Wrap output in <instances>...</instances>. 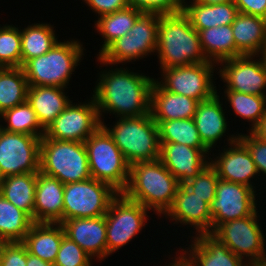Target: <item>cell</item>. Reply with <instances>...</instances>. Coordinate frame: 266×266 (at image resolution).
Segmentation results:
<instances>
[{"mask_svg": "<svg viewBox=\"0 0 266 266\" xmlns=\"http://www.w3.org/2000/svg\"><path fill=\"white\" fill-rule=\"evenodd\" d=\"M154 81L122 68L103 72L93 91L99 117L105 111L113 112L120 118L149 114Z\"/></svg>", "mask_w": 266, "mask_h": 266, "instance_id": "obj_1", "label": "cell"}, {"mask_svg": "<svg viewBox=\"0 0 266 266\" xmlns=\"http://www.w3.org/2000/svg\"><path fill=\"white\" fill-rule=\"evenodd\" d=\"M161 69L209 62L198 31L183 11L159 15L157 49Z\"/></svg>", "mask_w": 266, "mask_h": 266, "instance_id": "obj_2", "label": "cell"}, {"mask_svg": "<svg viewBox=\"0 0 266 266\" xmlns=\"http://www.w3.org/2000/svg\"><path fill=\"white\" fill-rule=\"evenodd\" d=\"M179 185L159 159L136 162L130 165L128 185L122 193L161 215L171 208Z\"/></svg>", "mask_w": 266, "mask_h": 266, "instance_id": "obj_3", "label": "cell"}, {"mask_svg": "<svg viewBox=\"0 0 266 266\" xmlns=\"http://www.w3.org/2000/svg\"><path fill=\"white\" fill-rule=\"evenodd\" d=\"M102 126L112 136L127 162L155 161L160 158V136L151 114L119 118L113 128Z\"/></svg>", "mask_w": 266, "mask_h": 266, "instance_id": "obj_4", "label": "cell"}, {"mask_svg": "<svg viewBox=\"0 0 266 266\" xmlns=\"http://www.w3.org/2000/svg\"><path fill=\"white\" fill-rule=\"evenodd\" d=\"M83 49L78 41L57 42L47 53L28 60L22 66L28 85L66 88Z\"/></svg>", "mask_w": 266, "mask_h": 266, "instance_id": "obj_5", "label": "cell"}, {"mask_svg": "<svg viewBox=\"0 0 266 266\" xmlns=\"http://www.w3.org/2000/svg\"><path fill=\"white\" fill-rule=\"evenodd\" d=\"M39 172L57 178L63 184L92 178L84 142L55 140L43 135Z\"/></svg>", "mask_w": 266, "mask_h": 266, "instance_id": "obj_6", "label": "cell"}, {"mask_svg": "<svg viewBox=\"0 0 266 266\" xmlns=\"http://www.w3.org/2000/svg\"><path fill=\"white\" fill-rule=\"evenodd\" d=\"M93 179L108 183L122 193L128 185L130 164L101 125L84 142Z\"/></svg>", "mask_w": 266, "mask_h": 266, "instance_id": "obj_7", "label": "cell"}, {"mask_svg": "<svg viewBox=\"0 0 266 266\" xmlns=\"http://www.w3.org/2000/svg\"><path fill=\"white\" fill-rule=\"evenodd\" d=\"M118 194L108 183L93 178L64 184L63 221L104 216Z\"/></svg>", "mask_w": 266, "mask_h": 266, "instance_id": "obj_8", "label": "cell"}, {"mask_svg": "<svg viewBox=\"0 0 266 266\" xmlns=\"http://www.w3.org/2000/svg\"><path fill=\"white\" fill-rule=\"evenodd\" d=\"M159 14L143 13L128 34L114 41L99 57L100 64H118L144 57L157 49Z\"/></svg>", "mask_w": 266, "mask_h": 266, "instance_id": "obj_9", "label": "cell"}, {"mask_svg": "<svg viewBox=\"0 0 266 266\" xmlns=\"http://www.w3.org/2000/svg\"><path fill=\"white\" fill-rule=\"evenodd\" d=\"M148 209L119 193L105 214L107 256L125 246L145 226Z\"/></svg>", "mask_w": 266, "mask_h": 266, "instance_id": "obj_10", "label": "cell"}, {"mask_svg": "<svg viewBox=\"0 0 266 266\" xmlns=\"http://www.w3.org/2000/svg\"><path fill=\"white\" fill-rule=\"evenodd\" d=\"M257 211L242 219L220 224L211 234L225 244L236 256L249 257L248 264L255 266L265 254V236L257 222Z\"/></svg>", "mask_w": 266, "mask_h": 266, "instance_id": "obj_11", "label": "cell"}, {"mask_svg": "<svg viewBox=\"0 0 266 266\" xmlns=\"http://www.w3.org/2000/svg\"><path fill=\"white\" fill-rule=\"evenodd\" d=\"M41 138L0 128V179L9 175L38 173Z\"/></svg>", "mask_w": 266, "mask_h": 266, "instance_id": "obj_12", "label": "cell"}, {"mask_svg": "<svg viewBox=\"0 0 266 266\" xmlns=\"http://www.w3.org/2000/svg\"><path fill=\"white\" fill-rule=\"evenodd\" d=\"M214 66L216 65L212 62H204L163 68L164 82L157 80V83L164 90L193 98L199 102L205 101L217 93L213 79H211Z\"/></svg>", "mask_w": 266, "mask_h": 266, "instance_id": "obj_13", "label": "cell"}, {"mask_svg": "<svg viewBox=\"0 0 266 266\" xmlns=\"http://www.w3.org/2000/svg\"><path fill=\"white\" fill-rule=\"evenodd\" d=\"M69 105L45 129L44 136L61 141L85 142L101 125L96 102Z\"/></svg>", "mask_w": 266, "mask_h": 266, "instance_id": "obj_14", "label": "cell"}, {"mask_svg": "<svg viewBox=\"0 0 266 266\" xmlns=\"http://www.w3.org/2000/svg\"><path fill=\"white\" fill-rule=\"evenodd\" d=\"M255 192L247 185L219 179L210 204L212 232L224 222L253 215L257 210Z\"/></svg>", "mask_w": 266, "mask_h": 266, "instance_id": "obj_15", "label": "cell"}, {"mask_svg": "<svg viewBox=\"0 0 266 266\" xmlns=\"http://www.w3.org/2000/svg\"><path fill=\"white\" fill-rule=\"evenodd\" d=\"M253 57L255 56L243 55L220 62L223 68L220 67L219 73L226 82V90L266 96V72L261 61H254Z\"/></svg>", "mask_w": 266, "mask_h": 266, "instance_id": "obj_16", "label": "cell"}, {"mask_svg": "<svg viewBox=\"0 0 266 266\" xmlns=\"http://www.w3.org/2000/svg\"><path fill=\"white\" fill-rule=\"evenodd\" d=\"M160 144L159 160L180 184L196 177L210 163L206 160L208 148H192L171 142Z\"/></svg>", "mask_w": 266, "mask_h": 266, "instance_id": "obj_17", "label": "cell"}, {"mask_svg": "<svg viewBox=\"0 0 266 266\" xmlns=\"http://www.w3.org/2000/svg\"><path fill=\"white\" fill-rule=\"evenodd\" d=\"M190 245V254L186 251L177 260L182 266H251L236 256L225 244L211 233L199 234ZM186 254V255H185ZM185 255V256H184Z\"/></svg>", "mask_w": 266, "mask_h": 266, "instance_id": "obj_18", "label": "cell"}, {"mask_svg": "<svg viewBox=\"0 0 266 266\" xmlns=\"http://www.w3.org/2000/svg\"><path fill=\"white\" fill-rule=\"evenodd\" d=\"M233 136L228 139L230 148L226 151L224 149V153L210 164L215 168L219 179L255 188L250 181L253 176L258 175L256 165L247 148L238 140V136Z\"/></svg>", "mask_w": 266, "mask_h": 266, "instance_id": "obj_19", "label": "cell"}, {"mask_svg": "<svg viewBox=\"0 0 266 266\" xmlns=\"http://www.w3.org/2000/svg\"><path fill=\"white\" fill-rule=\"evenodd\" d=\"M175 222L190 224L198 232L197 235L212 233V215L210 204L203 201L184 184H180L171 208L164 214Z\"/></svg>", "mask_w": 266, "mask_h": 266, "instance_id": "obj_20", "label": "cell"}, {"mask_svg": "<svg viewBox=\"0 0 266 266\" xmlns=\"http://www.w3.org/2000/svg\"><path fill=\"white\" fill-rule=\"evenodd\" d=\"M65 236L77 243L92 258L99 260L107 256L105 215L90 218L64 220Z\"/></svg>", "mask_w": 266, "mask_h": 266, "instance_id": "obj_21", "label": "cell"}, {"mask_svg": "<svg viewBox=\"0 0 266 266\" xmlns=\"http://www.w3.org/2000/svg\"><path fill=\"white\" fill-rule=\"evenodd\" d=\"M64 184L57 178L37 173L33 222L62 223Z\"/></svg>", "mask_w": 266, "mask_h": 266, "instance_id": "obj_22", "label": "cell"}, {"mask_svg": "<svg viewBox=\"0 0 266 266\" xmlns=\"http://www.w3.org/2000/svg\"><path fill=\"white\" fill-rule=\"evenodd\" d=\"M198 100L164 90L155 80L151 89L153 120L189 119L195 116Z\"/></svg>", "mask_w": 266, "mask_h": 266, "instance_id": "obj_23", "label": "cell"}, {"mask_svg": "<svg viewBox=\"0 0 266 266\" xmlns=\"http://www.w3.org/2000/svg\"><path fill=\"white\" fill-rule=\"evenodd\" d=\"M64 236L65 231L61 223L34 222L22 243L28 253L54 264Z\"/></svg>", "mask_w": 266, "mask_h": 266, "instance_id": "obj_24", "label": "cell"}, {"mask_svg": "<svg viewBox=\"0 0 266 266\" xmlns=\"http://www.w3.org/2000/svg\"><path fill=\"white\" fill-rule=\"evenodd\" d=\"M219 95L200 101L195 116L193 117L203 144L211 151L214 144L222 138L227 130V122L223 104H220Z\"/></svg>", "mask_w": 266, "mask_h": 266, "instance_id": "obj_25", "label": "cell"}, {"mask_svg": "<svg viewBox=\"0 0 266 266\" xmlns=\"http://www.w3.org/2000/svg\"><path fill=\"white\" fill-rule=\"evenodd\" d=\"M62 87L29 86L27 102L35 111L40 125L46 129L71 102Z\"/></svg>", "mask_w": 266, "mask_h": 266, "instance_id": "obj_26", "label": "cell"}, {"mask_svg": "<svg viewBox=\"0 0 266 266\" xmlns=\"http://www.w3.org/2000/svg\"><path fill=\"white\" fill-rule=\"evenodd\" d=\"M182 11L196 30L231 25L239 13L233 1L212 5L192 2L187 5L182 0Z\"/></svg>", "mask_w": 266, "mask_h": 266, "instance_id": "obj_27", "label": "cell"}, {"mask_svg": "<svg viewBox=\"0 0 266 266\" xmlns=\"http://www.w3.org/2000/svg\"><path fill=\"white\" fill-rule=\"evenodd\" d=\"M237 50L242 55H258L266 45V19L238 13L231 24Z\"/></svg>", "mask_w": 266, "mask_h": 266, "instance_id": "obj_28", "label": "cell"}, {"mask_svg": "<svg viewBox=\"0 0 266 266\" xmlns=\"http://www.w3.org/2000/svg\"><path fill=\"white\" fill-rule=\"evenodd\" d=\"M206 59L220 63L234 57L243 56L236 48L231 25L197 30Z\"/></svg>", "mask_w": 266, "mask_h": 266, "instance_id": "obj_29", "label": "cell"}, {"mask_svg": "<svg viewBox=\"0 0 266 266\" xmlns=\"http://www.w3.org/2000/svg\"><path fill=\"white\" fill-rule=\"evenodd\" d=\"M37 173L9 175L0 179V194L33 220Z\"/></svg>", "mask_w": 266, "mask_h": 266, "instance_id": "obj_30", "label": "cell"}, {"mask_svg": "<svg viewBox=\"0 0 266 266\" xmlns=\"http://www.w3.org/2000/svg\"><path fill=\"white\" fill-rule=\"evenodd\" d=\"M143 14L140 9L128 6L111 14L100 16L96 22V29L104 38V44L99 52L100 56L114 41L128 34L136 20Z\"/></svg>", "mask_w": 266, "mask_h": 266, "instance_id": "obj_31", "label": "cell"}, {"mask_svg": "<svg viewBox=\"0 0 266 266\" xmlns=\"http://www.w3.org/2000/svg\"><path fill=\"white\" fill-rule=\"evenodd\" d=\"M28 87L22 67H0V114L26 102Z\"/></svg>", "mask_w": 266, "mask_h": 266, "instance_id": "obj_32", "label": "cell"}, {"mask_svg": "<svg viewBox=\"0 0 266 266\" xmlns=\"http://www.w3.org/2000/svg\"><path fill=\"white\" fill-rule=\"evenodd\" d=\"M33 223L26 212L0 194V240L22 242Z\"/></svg>", "mask_w": 266, "mask_h": 266, "instance_id": "obj_33", "label": "cell"}, {"mask_svg": "<svg viewBox=\"0 0 266 266\" xmlns=\"http://www.w3.org/2000/svg\"><path fill=\"white\" fill-rule=\"evenodd\" d=\"M49 24L29 25L21 31V67L30 59L47 53L57 42Z\"/></svg>", "mask_w": 266, "mask_h": 266, "instance_id": "obj_34", "label": "cell"}, {"mask_svg": "<svg viewBox=\"0 0 266 266\" xmlns=\"http://www.w3.org/2000/svg\"><path fill=\"white\" fill-rule=\"evenodd\" d=\"M154 121L158 125L160 142L183 144L192 148H207L200 138L193 118Z\"/></svg>", "mask_w": 266, "mask_h": 266, "instance_id": "obj_35", "label": "cell"}, {"mask_svg": "<svg viewBox=\"0 0 266 266\" xmlns=\"http://www.w3.org/2000/svg\"><path fill=\"white\" fill-rule=\"evenodd\" d=\"M0 117L8 123L5 127L0 125V128L5 131L24 133L39 138L44 135L45 129L40 125L35 111L27 101L4 111Z\"/></svg>", "mask_w": 266, "mask_h": 266, "instance_id": "obj_36", "label": "cell"}, {"mask_svg": "<svg viewBox=\"0 0 266 266\" xmlns=\"http://www.w3.org/2000/svg\"><path fill=\"white\" fill-rule=\"evenodd\" d=\"M227 93L228 102H230L235 113L243 119L252 122V130L266 112V96L251 95L240 93L233 90L224 91Z\"/></svg>", "mask_w": 266, "mask_h": 266, "instance_id": "obj_37", "label": "cell"}, {"mask_svg": "<svg viewBox=\"0 0 266 266\" xmlns=\"http://www.w3.org/2000/svg\"><path fill=\"white\" fill-rule=\"evenodd\" d=\"M0 67H21V30L0 27Z\"/></svg>", "mask_w": 266, "mask_h": 266, "instance_id": "obj_38", "label": "cell"}, {"mask_svg": "<svg viewBox=\"0 0 266 266\" xmlns=\"http://www.w3.org/2000/svg\"><path fill=\"white\" fill-rule=\"evenodd\" d=\"M218 180L215 168L209 163L196 177L191 178L184 185L191 192L203 198V201L211 204L216 194Z\"/></svg>", "mask_w": 266, "mask_h": 266, "instance_id": "obj_39", "label": "cell"}, {"mask_svg": "<svg viewBox=\"0 0 266 266\" xmlns=\"http://www.w3.org/2000/svg\"><path fill=\"white\" fill-rule=\"evenodd\" d=\"M91 258L77 243L64 236L54 266H91Z\"/></svg>", "mask_w": 266, "mask_h": 266, "instance_id": "obj_40", "label": "cell"}, {"mask_svg": "<svg viewBox=\"0 0 266 266\" xmlns=\"http://www.w3.org/2000/svg\"><path fill=\"white\" fill-rule=\"evenodd\" d=\"M128 6L140 9L143 13L174 14L182 11V0H127Z\"/></svg>", "mask_w": 266, "mask_h": 266, "instance_id": "obj_41", "label": "cell"}, {"mask_svg": "<svg viewBox=\"0 0 266 266\" xmlns=\"http://www.w3.org/2000/svg\"><path fill=\"white\" fill-rule=\"evenodd\" d=\"M249 135L238 134V140L249 151L258 173L262 172L266 175V142L260 140L251 132Z\"/></svg>", "mask_w": 266, "mask_h": 266, "instance_id": "obj_42", "label": "cell"}, {"mask_svg": "<svg viewBox=\"0 0 266 266\" xmlns=\"http://www.w3.org/2000/svg\"><path fill=\"white\" fill-rule=\"evenodd\" d=\"M27 248L22 242H4L0 249V266H26Z\"/></svg>", "mask_w": 266, "mask_h": 266, "instance_id": "obj_43", "label": "cell"}, {"mask_svg": "<svg viewBox=\"0 0 266 266\" xmlns=\"http://www.w3.org/2000/svg\"><path fill=\"white\" fill-rule=\"evenodd\" d=\"M99 16L114 13L128 7L127 0H84Z\"/></svg>", "mask_w": 266, "mask_h": 266, "instance_id": "obj_44", "label": "cell"}, {"mask_svg": "<svg viewBox=\"0 0 266 266\" xmlns=\"http://www.w3.org/2000/svg\"><path fill=\"white\" fill-rule=\"evenodd\" d=\"M238 12L266 19V0H233Z\"/></svg>", "mask_w": 266, "mask_h": 266, "instance_id": "obj_45", "label": "cell"}, {"mask_svg": "<svg viewBox=\"0 0 266 266\" xmlns=\"http://www.w3.org/2000/svg\"><path fill=\"white\" fill-rule=\"evenodd\" d=\"M251 133L260 140L266 142V112L257 125L251 130Z\"/></svg>", "mask_w": 266, "mask_h": 266, "instance_id": "obj_46", "label": "cell"}, {"mask_svg": "<svg viewBox=\"0 0 266 266\" xmlns=\"http://www.w3.org/2000/svg\"><path fill=\"white\" fill-rule=\"evenodd\" d=\"M26 266H54V264L43 261L37 256H34L27 251V263Z\"/></svg>", "mask_w": 266, "mask_h": 266, "instance_id": "obj_47", "label": "cell"}, {"mask_svg": "<svg viewBox=\"0 0 266 266\" xmlns=\"http://www.w3.org/2000/svg\"><path fill=\"white\" fill-rule=\"evenodd\" d=\"M233 0H193V2L202 3L206 5H212V4H218V3H224V2H230Z\"/></svg>", "mask_w": 266, "mask_h": 266, "instance_id": "obj_48", "label": "cell"}, {"mask_svg": "<svg viewBox=\"0 0 266 266\" xmlns=\"http://www.w3.org/2000/svg\"><path fill=\"white\" fill-rule=\"evenodd\" d=\"M259 54H261L260 56V61L261 64L263 66L264 71L266 72V45L258 52Z\"/></svg>", "mask_w": 266, "mask_h": 266, "instance_id": "obj_49", "label": "cell"}, {"mask_svg": "<svg viewBox=\"0 0 266 266\" xmlns=\"http://www.w3.org/2000/svg\"><path fill=\"white\" fill-rule=\"evenodd\" d=\"M255 266H266V255Z\"/></svg>", "mask_w": 266, "mask_h": 266, "instance_id": "obj_50", "label": "cell"}, {"mask_svg": "<svg viewBox=\"0 0 266 266\" xmlns=\"http://www.w3.org/2000/svg\"><path fill=\"white\" fill-rule=\"evenodd\" d=\"M175 262H173V263H170V265H168V266H182L180 263H179V261L176 259V260H174ZM172 264V265H171Z\"/></svg>", "mask_w": 266, "mask_h": 266, "instance_id": "obj_51", "label": "cell"}, {"mask_svg": "<svg viewBox=\"0 0 266 266\" xmlns=\"http://www.w3.org/2000/svg\"><path fill=\"white\" fill-rule=\"evenodd\" d=\"M3 243H4V242H3L2 240H0V249H1V246H2Z\"/></svg>", "mask_w": 266, "mask_h": 266, "instance_id": "obj_52", "label": "cell"}]
</instances>
